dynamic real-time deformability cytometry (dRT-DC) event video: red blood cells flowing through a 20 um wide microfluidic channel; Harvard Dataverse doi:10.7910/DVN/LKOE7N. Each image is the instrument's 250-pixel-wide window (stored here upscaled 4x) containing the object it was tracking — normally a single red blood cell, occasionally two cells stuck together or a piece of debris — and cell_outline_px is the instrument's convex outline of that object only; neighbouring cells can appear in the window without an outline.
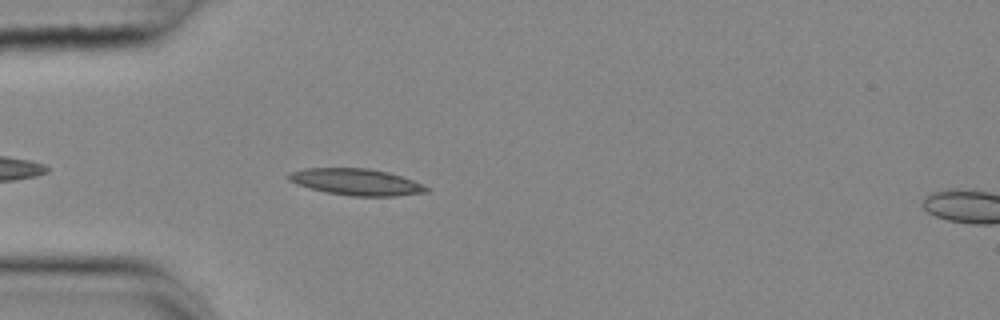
{"species": "common noctule bat (a hibernating species)", "species_latin": "Nyctalus noctula", "temperature_condition": "cold", "stored_images_in_passage": 13, "camera_frame_rate_fps": 3000, "um_per_image_px": 0.085, "animal": {"sex": "female", "body_mass_g": 25.1}, "frame": {"image": 1, "passage_image": 4, "time_ms": 1.0, "image_size_px": [1000, 320], "cell_outline_px": [[432, 188], [428, 192], [396, 196], [352, 196], [328, 192], [296, 184], [288, 180], [288, 176], [292, 172], [304, 168], [368, 168], [388, 172], [412, 180]], "centroid_in_image_um": [30.33, 15.47], "position_along_channel_um": 54.7, "area_um2": 21.15}}
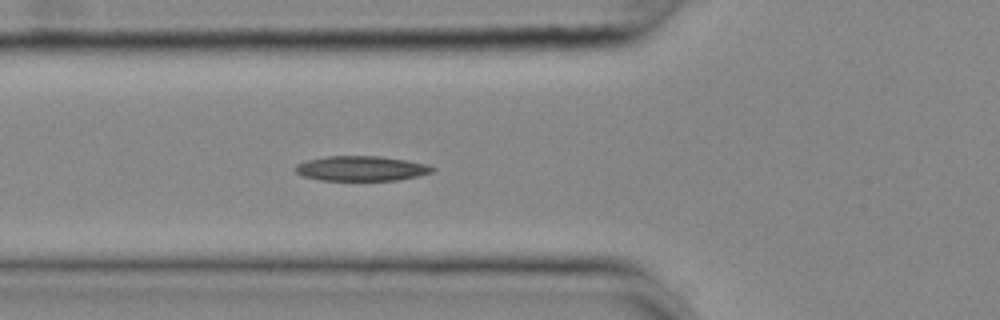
{"frame": {"image": 2, "passage_image": 8, "time_ms": 2.333, "image_size_px": [1000, 320], "cell_outline_px": [[436, 168], [432, 172], [416, 176], [396, 180], [320, 180], [304, 176], [296, 172], [296, 164], [308, 160], [328, 156], [380, 156], [428, 164]], "centroid_in_image_um": [30.72, 14.31], "position_along_channel_um": 95.1, "area_um2": 19.65}}
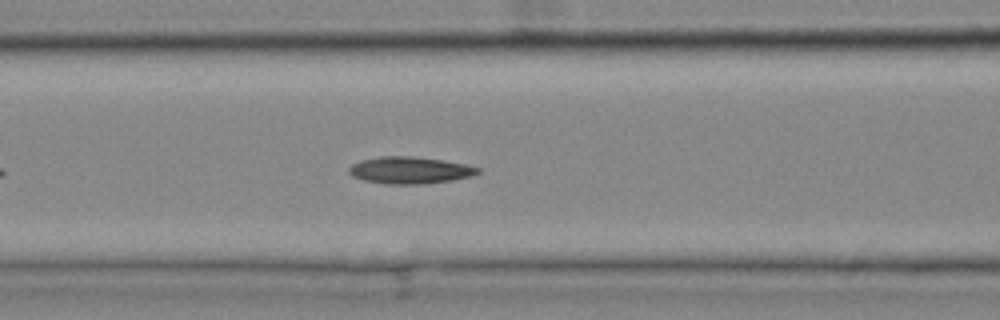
{"frame": {"image": 3, "passage_image": 11, "time_ms": 3.333, "image_size_px": [1000, 320], "cell_outline_px": [[480, 172], [472, 176], [452, 180], [424, 184], [384, 184], [364, 180], [352, 176], [348, 172], [348, 168], [352, 164], [364, 160], [380, 156], [412, 156], [440, 160], [464, 164], [480, 168]], "centroid_in_image_um": [34.82, 14.48], "position_along_channel_um": 131.8, "area_um2": 20.11}}